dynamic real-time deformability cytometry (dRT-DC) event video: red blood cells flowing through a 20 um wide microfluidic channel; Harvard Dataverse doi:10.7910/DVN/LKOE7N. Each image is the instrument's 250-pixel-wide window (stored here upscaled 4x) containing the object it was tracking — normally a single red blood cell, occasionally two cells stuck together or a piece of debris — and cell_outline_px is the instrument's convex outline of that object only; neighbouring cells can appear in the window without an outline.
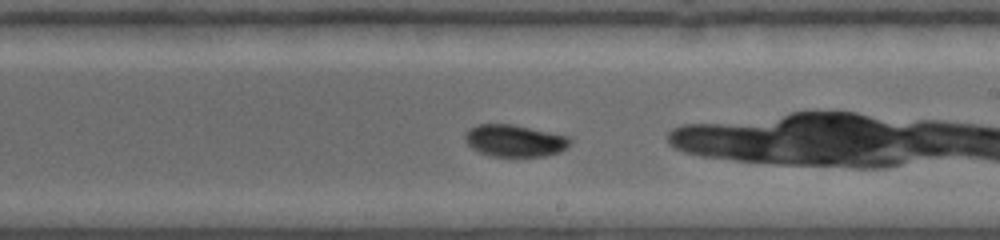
{"species": "common noctule bat (a hibernating species)", "species_latin": "Nyctalus noctula", "temperature_condition": "warm", "stored_images_in_passage": 22, "camera_frame_rate_fps": 5000, "um_per_image_px": 0.085, "animal": {"sex": "female", "body_mass_g": 19.0, "forearm_length_mm": 53.3}, "frame": {"image": 1, "passage_image": 10, "time_ms": 4.6, "image_size_px": [1000, 240], "cell_outline_px": [[572, 144], [560, 152], [544, 156], [492, 156], [480, 152], [472, 148], [464, 140], [464, 132], [468, 128], [476, 124], [512, 124], [572, 136]], "centroid_in_image_um": [43.77, 11.94], "position_along_channel_um": 245.2, "area_um2": 19.94}}